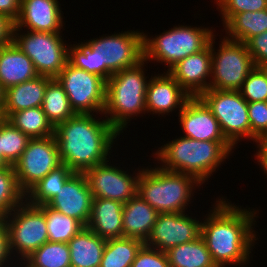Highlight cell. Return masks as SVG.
Wrapping results in <instances>:
<instances>
[{"mask_svg": "<svg viewBox=\"0 0 267 267\" xmlns=\"http://www.w3.org/2000/svg\"><path fill=\"white\" fill-rule=\"evenodd\" d=\"M220 8L223 24H226L235 14L257 12L267 9V0H216Z\"/></svg>", "mask_w": 267, "mask_h": 267, "instance_id": "37", "label": "cell"}, {"mask_svg": "<svg viewBox=\"0 0 267 267\" xmlns=\"http://www.w3.org/2000/svg\"><path fill=\"white\" fill-rule=\"evenodd\" d=\"M211 66L210 40L205 49L178 61L167 72L191 97H199L209 89L206 79L211 77Z\"/></svg>", "mask_w": 267, "mask_h": 267, "instance_id": "18", "label": "cell"}, {"mask_svg": "<svg viewBox=\"0 0 267 267\" xmlns=\"http://www.w3.org/2000/svg\"><path fill=\"white\" fill-rule=\"evenodd\" d=\"M211 39V78L209 89L238 91L254 69L253 58L245 43L224 37L218 52ZM217 53V54H216Z\"/></svg>", "mask_w": 267, "mask_h": 267, "instance_id": "9", "label": "cell"}, {"mask_svg": "<svg viewBox=\"0 0 267 267\" xmlns=\"http://www.w3.org/2000/svg\"><path fill=\"white\" fill-rule=\"evenodd\" d=\"M4 94H5V90L3 89L0 83V102H4Z\"/></svg>", "mask_w": 267, "mask_h": 267, "instance_id": "46", "label": "cell"}, {"mask_svg": "<svg viewBox=\"0 0 267 267\" xmlns=\"http://www.w3.org/2000/svg\"><path fill=\"white\" fill-rule=\"evenodd\" d=\"M219 200L204 223L201 221V236L217 267L245 264L256 240L252 230L256 213Z\"/></svg>", "mask_w": 267, "mask_h": 267, "instance_id": "2", "label": "cell"}, {"mask_svg": "<svg viewBox=\"0 0 267 267\" xmlns=\"http://www.w3.org/2000/svg\"><path fill=\"white\" fill-rule=\"evenodd\" d=\"M179 113L185 137L199 141L228 142L219 122L199 97H191Z\"/></svg>", "mask_w": 267, "mask_h": 267, "instance_id": "17", "label": "cell"}, {"mask_svg": "<svg viewBox=\"0 0 267 267\" xmlns=\"http://www.w3.org/2000/svg\"><path fill=\"white\" fill-rule=\"evenodd\" d=\"M212 33L208 28L176 26L152 39L144 34V61L165 62L170 69L178 61L205 49L216 36Z\"/></svg>", "mask_w": 267, "mask_h": 267, "instance_id": "7", "label": "cell"}, {"mask_svg": "<svg viewBox=\"0 0 267 267\" xmlns=\"http://www.w3.org/2000/svg\"><path fill=\"white\" fill-rule=\"evenodd\" d=\"M164 74L152 77L146 90V111L153 114L172 112L179 105L181 110L191 98L168 72Z\"/></svg>", "mask_w": 267, "mask_h": 267, "instance_id": "20", "label": "cell"}, {"mask_svg": "<svg viewBox=\"0 0 267 267\" xmlns=\"http://www.w3.org/2000/svg\"><path fill=\"white\" fill-rule=\"evenodd\" d=\"M171 142L155 153L157 159L164 163L161 168L191 175L201 184L234 148L229 142L199 141L185 136Z\"/></svg>", "mask_w": 267, "mask_h": 267, "instance_id": "4", "label": "cell"}, {"mask_svg": "<svg viewBox=\"0 0 267 267\" xmlns=\"http://www.w3.org/2000/svg\"><path fill=\"white\" fill-rule=\"evenodd\" d=\"M20 4L21 0H0V14L16 21L20 14Z\"/></svg>", "mask_w": 267, "mask_h": 267, "instance_id": "43", "label": "cell"}, {"mask_svg": "<svg viewBox=\"0 0 267 267\" xmlns=\"http://www.w3.org/2000/svg\"><path fill=\"white\" fill-rule=\"evenodd\" d=\"M24 261L29 267H71L68 243L48 241Z\"/></svg>", "mask_w": 267, "mask_h": 267, "instance_id": "32", "label": "cell"}, {"mask_svg": "<svg viewBox=\"0 0 267 267\" xmlns=\"http://www.w3.org/2000/svg\"><path fill=\"white\" fill-rule=\"evenodd\" d=\"M238 91L247 102L267 101V70L255 66Z\"/></svg>", "mask_w": 267, "mask_h": 267, "instance_id": "36", "label": "cell"}, {"mask_svg": "<svg viewBox=\"0 0 267 267\" xmlns=\"http://www.w3.org/2000/svg\"><path fill=\"white\" fill-rule=\"evenodd\" d=\"M144 244L139 239L129 237L107 239L100 267H131Z\"/></svg>", "mask_w": 267, "mask_h": 267, "instance_id": "29", "label": "cell"}, {"mask_svg": "<svg viewBox=\"0 0 267 267\" xmlns=\"http://www.w3.org/2000/svg\"><path fill=\"white\" fill-rule=\"evenodd\" d=\"M9 164L3 159V157L0 155V167L8 166Z\"/></svg>", "mask_w": 267, "mask_h": 267, "instance_id": "47", "label": "cell"}, {"mask_svg": "<svg viewBox=\"0 0 267 267\" xmlns=\"http://www.w3.org/2000/svg\"><path fill=\"white\" fill-rule=\"evenodd\" d=\"M26 199L20 189L14 167H0V217H6Z\"/></svg>", "mask_w": 267, "mask_h": 267, "instance_id": "34", "label": "cell"}, {"mask_svg": "<svg viewBox=\"0 0 267 267\" xmlns=\"http://www.w3.org/2000/svg\"><path fill=\"white\" fill-rule=\"evenodd\" d=\"M143 32L134 30L68 48V62L107 81L113 73L131 68L144 60Z\"/></svg>", "mask_w": 267, "mask_h": 267, "instance_id": "3", "label": "cell"}, {"mask_svg": "<svg viewBox=\"0 0 267 267\" xmlns=\"http://www.w3.org/2000/svg\"><path fill=\"white\" fill-rule=\"evenodd\" d=\"M257 143H259V150L256 157L267 175V135L263 136Z\"/></svg>", "mask_w": 267, "mask_h": 267, "instance_id": "44", "label": "cell"}, {"mask_svg": "<svg viewBox=\"0 0 267 267\" xmlns=\"http://www.w3.org/2000/svg\"><path fill=\"white\" fill-rule=\"evenodd\" d=\"M92 115L75 114L55 127L61 162L74 173H85L108 161V152L119 135L107 119L99 121Z\"/></svg>", "mask_w": 267, "mask_h": 267, "instance_id": "1", "label": "cell"}, {"mask_svg": "<svg viewBox=\"0 0 267 267\" xmlns=\"http://www.w3.org/2000/svg\"><path fill=\"white\" fill-rule=\"evenodd\" d=\"M3 104H4V102H0V123L4 122L6 120Z\"/></svg>", "mask_w": 267, "mask_h": 267, "instance_id": "45", "label": "cell"}, {"mask_svg": "<svg viewBox=\"0 0 267 267\" xmlns=\"http://www.w3.org/2000/svg\"><path fill=\"white\" fill-rule=\"evenodd\" d=\"M92 193L84 173H74L46 205L87 226L92 207Z\"/></svg>", "mask_w": 267, "mask_h": 267, "instance_id": "16", "label": "cell"}, {"mask_svg": "<svg viewBox=\"0 0 267 267\" xmlns=\"http://www.w3.org/2000/svg\"><path fill=\"white\" fill-rule=\"evenodd\" d=\"M13 37V42L32 60L38 75L56 78L68 62V48L60 33L27 31L19 35L14 29Z\"/></svg>", "mask_w": 267, "mask_h": 267, "instance_id": "11", "label": "cell"}, {"mask_svg": "<svg viewBox=\"0 0 267 267\" xmlns=\"http://www.w3.org/2000/svg\"><path fill=\"white\" fill-rule=\"evenodd\" d=\"M73 174L74 172L70 168L62 164L33 186L25 194L28 196L25 201L34 206L46 205L58 195V191L63 188V185Z\"/></svg>", "mask_w": 267, "mask_h": 267, "instance_id": "30", "label": "cell"}, {"mask_svg": "<svg viewBox=\"0 0 267 267\" xmlns=\"http://www.w3.org/2000/svg\"><path fill=\"white\" fill-rule=\"evenodd\" d=\"M123 203L104 198H93L91 216L87 224L93 233L104 239L123 237Z\"/></svg>", "mask_w": 267, "mask_h": 267, "instance_id": "21", "label": "cell"}, {"mask_svg": "<svg viewBox=\"0 0 267 267\" xmlns=\"http://www.w3.org/2000/svg\"><path fill=\"white\" fill-rule=\"evenodd\" d=\"M131 267H170L166 252L146 246L137 252Z\"/></svg>", "mask_w": 267, "mask_h": 267, "instance_id": "39", "label": "cell"}, {"mask_svg": "<svg viewBox=\"0 0 267 267\" xmlns=\"http://www.w3.org/2000/svg\"><path fill=\"white\" fill-rule=\"evenodd\" d=\"M227 39L246 43L251 37L267 31V9L235 14L226 24Z\"/></svg>", "mask_w": 267, "mask_h": 267, "instance_id": "27", "label": "cell"}, {"mask_svg": "<svg viewBox=\"0 0 267 267\" xmlns=\"http://www.w3.org/2000/svg\"><path fill=\"white\" fill-rule=\"evenodd\" d=\"M6 120L30 138H45L53 136L55 132V127L48 120L42 107L11 113Z\"/></svg>", "mask_w": 267, "mask_h": 267, "instance_id": "28", "label": "cell"}, {"mask_svg": "<svg viewBox=\"0 0 267 267\" xmlns=\"http://www.w3.org/2000/svg\"><path fill=\"white\" fill-rule=\"evenodd\" d=\"M201 235V222L185 213H160L145 245L162 252ZM155 246V247H154Z\"/></svg>", "mask_w": 267, "mask_h": 267, "instance_id": "15", "label": "cell"}, {"mask_svg": "<svg viewBox=\"0 0 267 267\" xmlns=\"http://www.w3.org/2000/svg\"><path fill=\"white\" fill-rule=\"evenodd\" d=\"M115 72L106 81L105 106L103 113L110 125L120 134L132 115L146 111L148 83L144 75V63ZM129 119V120H128Z\"/></svg>", "mask_w": 267, "mask_h": 267, "instance_id": "5", "label": "cell"}, {"mask_svg": "<svg viewBox=\"0 0 267 267\" xmlns=\"http://www.w3.org/2000/svg\"><path fill=\"white\" fill-rule=\"evenodd\" d=\"M62 165L55 136L31 138L14 170L20 189L26 194L52 170Z\"/></svg>", "mask_w": 267, "mask_h": 267, "instance_id": "13", "label": "cell"}, {"mask_svg": "<svg viewBox=\"0 0 267 267\" xmlns=\"http://www.w3.org/2000/svg\"><path fill=\"white\" fill-rule=\"evenodd\" d=\"M57 0H21L20 14L15 29L22 27L30 31L60 33L63 17Z\"/></svg>", "mask_w": 267, "mask_h": 267, "instance_id": "19", "label": "cell"}, {"mask_svg": "<svg viewBox=\"0 0 267 267\" xmlns=\"http://www.w3.org/2000/svg\"><path fill=\"white\" fill-rule=\"evenodd\" d=\"M15 21L7 15L0 14V47L13 42Z\"/></svg>", "mask_w": 267, "mask_h": 267, "instance_id": "41", "label": "cell"}, {"mask_svg": "<svg viewBox=\"0 0 267 267\" xmlns=\"http://www.w3.org/2000/svg\"><path fill=\"white\" fill-rule=\"evenodd\" d=\"M199 98L219 122L226 140L234 147L239 139H251L248 102L239 91L208 89Z\"/></svg>", "mask_w": 267, "mask_h": 267, "instance_id": "10", "label": "cell"}, {"mask_svg": "<svg viewBox=\"0 0 267 267\" xmlns=\"http://www.w3.org/2000/svg\"><path fill=\"white\" fill-rule=\"evenodd\" d=\"M251 139L256 143L267 135V101L248 102Z\"/></svg>", "mask_w": 267, "mask_h": 267, "instance_id": "38", "label": "cell"}, {"mask_svg": "<svg viewBox=\"0 0 267 267\" xmlns=\"http://www.w3.org/2000/svg\"><path fill=\"white\" fill-rule=\"evenodd\" d=\"M52 78L38 75L36 78L5 90L4 113L6 118L14 112L41 107L48 82Z\"/></svg>", "mask_w": 267, "mask_h": 267, "instance_id": "24", "label": "cell"}, {"mask_svg": "<svg viewBox=\"0 0 267 267\" xmlns=\"http://www.w3.org/2000/svg\"><path fill=\"white\" fill-rule=\"evenodd\" d=\"M8 256H11L9 251L8 230L4 217H0V267H2L6 261L8 262Z\"/></svg>", "mask_w": 267, "mask_h": 267, "instance_id": "42", "label": "cell"}, {"mask_svg": "<svg viewBox=\"0 0 267 267\" xmlns=\"http://www.w3.org/2000/svg\"><path fill=\"white\" fill-rule=\"evenodd\" d=\"M30 139L8 120L0 123V155L9 165L19 160Z\"/></svg>", "mask_w": 267, "mask_h": 267, "instance_id": "35", "label": "cell"}, {"mask_svg": "<svg viewBox=\"0 0 267 267\" xmlns=\"http://www.w3.org/2000/svg\"><path fill=\"white\" fill-rule=\"evenodd\" d=\"M68 96L75 114L103 113L105 106L106 81L93 73L66 63L56 77Z\"/></svg>", "mask_w": 267, "mask_h": 267, "instance_id": "12", "label": "cell"}, {"mask_svg": "<svg viewBox=\"0 0 267 267\" xmlns=\"http://www.w3.org/2000/svg\"><path fill=\"white\" fill-rule=\"evenodd\" d=\"M48 241L68 243L85 226L78 220L45 205Z\"/></svg>", "mask_w": 267, "mask_h": 267, "instance_id": "33", "label": "cell"}, {"mask_svg": "<svg viewBox=\"0 0 267 267\" xmlns=\"http://www.w3.org/2000/svg\"><path fill=\"white\" fill-rule=\"evenodd\" d=\"M37 76L32 60L14 42L0 47V83L4 90Z\"/></svg>", "mask_w": 267, "mask_h": 267, "instance_id": "22", "label": "cell"}, {"mask_svg": "<svg viewBox=\"0 0 267 267\" xmlns=\"http://www.w3.org/2000/svg\"><path fill=\"white\" fill-rule=\"evenodd\" d=\"M13 212L4 217L8 230L9 251L12 254L15 249L21 255L20 259L25 260L48 242L45 205L34 206L24 201Z\"/></svg>", "mask_w": 267, "mask_h": 267, "instance_id": "8", "label": "cell"}, {"mask_svg": "<svg viewBox=\"0 0 267 267\" xmlns=\"http://www.w3.org/2000/svg\"><path fill=\"white\" fill-rule=\"evenodd\" d=\"M41 107L54 127L75 115L67 94L56 78L48 82Z\"/></svg>", "mask_w": 267, "mask_h": 267, "instance_id": "31", "label": "cell"}, {"mask_svg": "<svg viewBox=\"0 0 267 267\" xmlns=\"http://www.w3.org/2000/svg\"><path fill=\"white\" fill-rule=\"evenodd\" d=\"M109 161L88 169L84 174L88 180L93 198H104L127 203L137 195L138 179L132 177L117 167L109 166Z\"/></svg>", "mask_w": 267, "mask_h": 267, "instance_id": "14", "label": "cell"}, {"mask_svg": "<svg viewBox=\"0 0 267 267\" xmlns=\"http://www.w3.org/2000/svg\"><path fill=\"white\" fill-rule=\"evenodd\" d=\"M170 267H217L202 236L167 252Z\"/></svg>", "mask_w": 267, "mask_h": 267, "instance_id": "26", "label": "cell"}, {"mask_svg": "<svg viewBox=\"0 0 267 267\" xmlns=\"http://www.w3.org/2000/svg\"><path fill=\"white\" fill-rule=\"evenodd\" d=\"M198 184L201 185L188 174L167 171L161 167L143 169L138 179L137 195L159 214L183 213L195 188L193 186Z\"/></svg>", "mask_w": 267, "mask_h": 267, "instance_id": "6", "label": "cell"}, {"mask_svg": "<svg viewBox=\"0 0 267 267\" xmlns=\"http://www.w3.org/2000/svg\"><path fill=\"white\" fill-rule=\"evenodd\" d=\"M106 240L84 227L68 242L71 267H100Z\"/></svg>", "mask_w": 267, "mask_h": 267, "instance_id": "25", "label": "cell"}, {"mask_svg": "<svg viewBox=\"0 0 267 267\" xmlns=\"http://www.w3.org/2000/svg\"><path fill=\"white\" fill-rule=\"evenodd\" d=\"M158 212L139 195L123 204V237L136 238L144 243L149 238Z\"/></svg>", "mask_w": 267, "mask_h": 267, "instance_id": "23", "label": "cell"}, {"mask_svg": "<svg viewBox=\"0 0 267 267\" xmlns=\"http://www.w3.org/2000/svg\"><path fill=\"white\" fill-rule=\"evenodd\" d=\"M256 67H267V31L251 37L246 43Z\"/></svg>", "mask_w": 267, "mask_h": 267, "instance_id": "40", "label": "cell"}]
</instances>
